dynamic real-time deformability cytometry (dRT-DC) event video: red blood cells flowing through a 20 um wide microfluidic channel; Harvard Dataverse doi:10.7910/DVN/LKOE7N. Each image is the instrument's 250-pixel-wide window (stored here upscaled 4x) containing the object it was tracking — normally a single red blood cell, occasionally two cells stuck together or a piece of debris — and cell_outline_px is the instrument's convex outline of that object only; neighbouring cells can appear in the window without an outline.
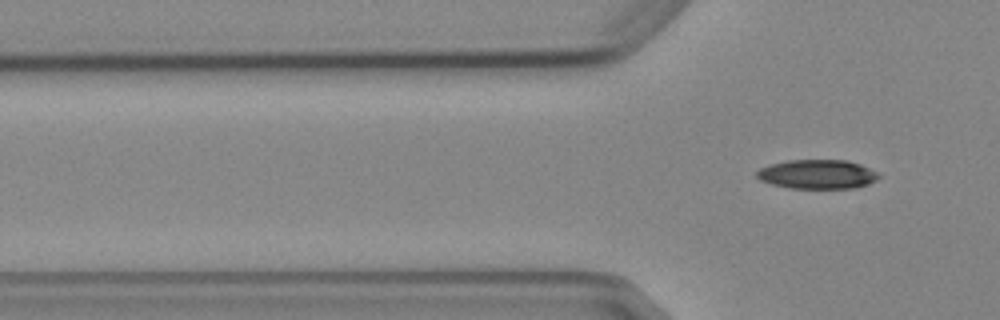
{"species": "Egyptian fruit bat (a non-hibernating species)", "species_latin": "Rousettus aegyptiacus", "temperature_condition": "cold", "stored_images_in_passage": 4, "camera_frame_rate_fps": 3000, "um_per_image_px": 0.085, "animal": {"sex": "female"}, "frame": {"image": 1, "passage_image": 4, "time_ms": 3.667, "image_size_px": [1000, 320], "cell_outline_px": [[880, 176], [876, 180], [868, 184], [856, 188], [792, 188], [772, 184], [760, 180], [756, 176], [756, 172], [760, 168], [768, 164], [788, 160], [848, 160], [860, 164], [876, 172]], "centroid_in_image_um": [69.46, 14.8], "position_along_channel_um": 56.3, "area_um2": 20.75}}